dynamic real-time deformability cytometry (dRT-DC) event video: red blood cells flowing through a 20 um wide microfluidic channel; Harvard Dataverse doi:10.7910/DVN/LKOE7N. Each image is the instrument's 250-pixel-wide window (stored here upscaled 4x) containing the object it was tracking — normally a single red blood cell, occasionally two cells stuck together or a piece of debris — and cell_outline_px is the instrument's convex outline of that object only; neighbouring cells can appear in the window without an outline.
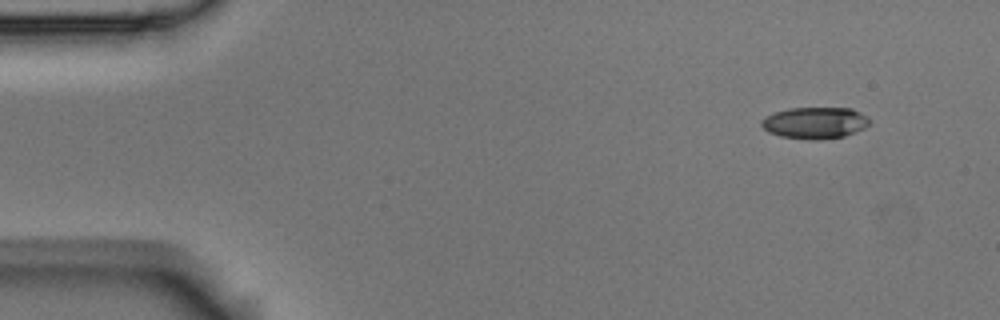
{"species": "Egyptian fruit bat (a non-hibernating species)", "species_latin": "Rousettus aegyptiacus", "temperature_condition": "room temperature", "stored_images_in_passage": 4, "camera_frame_rate_fps": 3000, "um_per_image_px": 0.085, "animal": {"sex": "male"}, "frame": {"image": 1, "passage_image": 1, "time_ms": 0.0, "image_size_px": [1000, 320], "cell_outline_px": [[868, 124], [864, 128], [844, 136], [816, 140], [780, 136], [768, 132], [760, 124], [760, 120], [764, 116], [788, 108], [852, 108], [860, 112], [868, 120]], "centroid_in_image_um": [69.21, 10.43], "position_along_channel_um": 15.8, "area_um2": 19.71}}
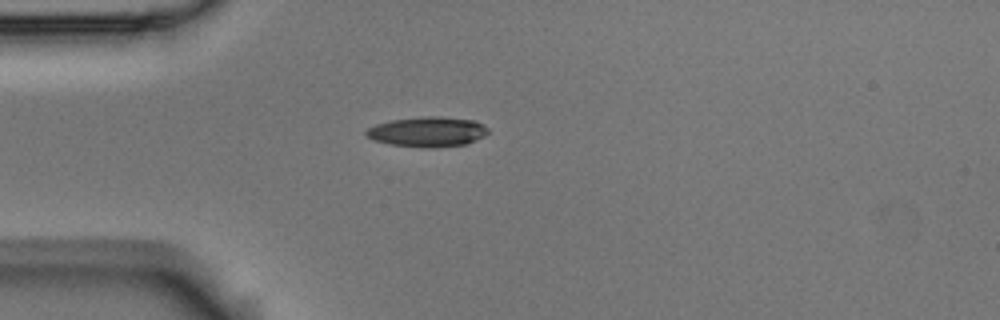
{"frame": {"image": 2, "passage_image": 4, "time_ms": 1.0, "image_size_px": [1000, 320], "cell_outline_px": [[488, 132], [484, 136], [468, 144], [436, 148], [424, 148], [388, 144], [372, 140], [364, 136], [364, 132], [368, 128], [376, 124], [392, 120], [424, 116], [436, 116], [476, 120], [484, 124], [488, 128]], "centroid_in_image_um": [36.34, 11.21], "position_along_channel_um": 48.7, "area_um2": 21.73}}